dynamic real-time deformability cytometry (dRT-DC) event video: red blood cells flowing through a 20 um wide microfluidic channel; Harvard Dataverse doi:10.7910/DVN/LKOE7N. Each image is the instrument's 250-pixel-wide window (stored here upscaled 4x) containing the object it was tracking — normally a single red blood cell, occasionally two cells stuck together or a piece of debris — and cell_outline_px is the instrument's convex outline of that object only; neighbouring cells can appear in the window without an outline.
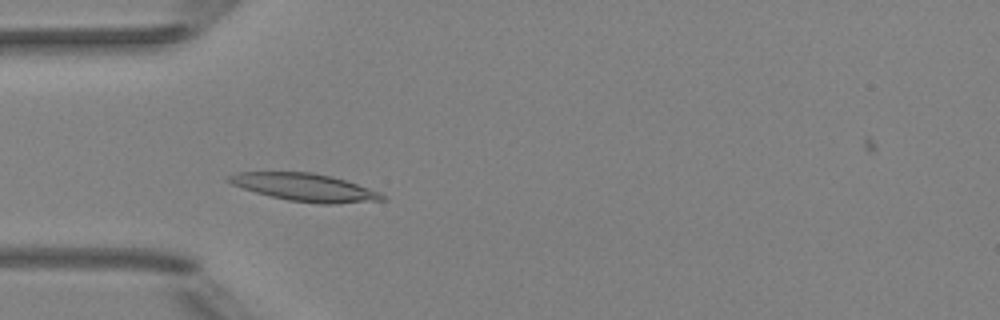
{"species": "Egyptian fruit bat (a non-hibernating species)", "species_latin": "Rousettus aegyptiacus", "temperature_condition": "room temperature", "stored_images_in_passage": 2, "camera_frame_rate_fps": 3000, "um_per_image_px": 0.085, "animal": {"sex": "female"}, "frame": {"image": 1, "passage_image": 2, "time_ms": 1.0, "image_size_px": [1000, 320], "cell_outline_px": [[388, 200], [332, 204], [320, 204], [288, 200], [256, 192], [232, 184], [224, 180], [228, 176], [240, 172], [312, 172], [332, 176], [380, 192]], "centroid_in_image_um": [25.93, 15.92], "position_along_channel_um": 59.1, "area_um2": 24.57}}